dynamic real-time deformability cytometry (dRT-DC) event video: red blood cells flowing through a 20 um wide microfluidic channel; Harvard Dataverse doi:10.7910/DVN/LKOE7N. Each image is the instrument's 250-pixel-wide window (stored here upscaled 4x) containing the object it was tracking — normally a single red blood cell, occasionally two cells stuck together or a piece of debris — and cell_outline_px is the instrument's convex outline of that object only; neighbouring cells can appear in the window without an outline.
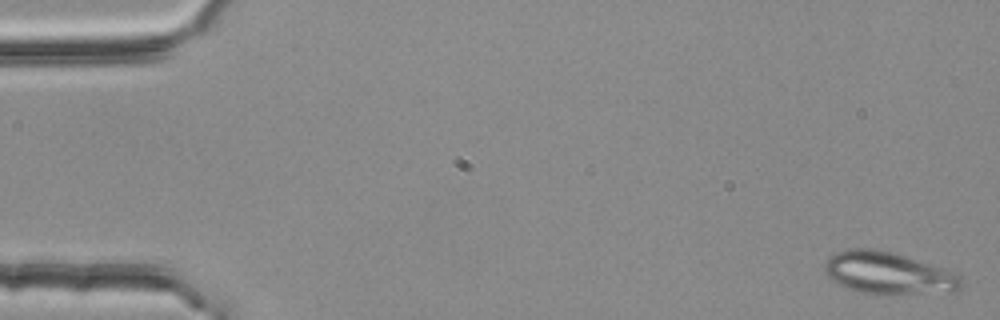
{"species": "common noctule bat (a hibernating species)", "species_latin": "Nyctalus noctula", "temperature_condition": "room temperature", "stored_images_in_passage": 3, "camera_frame_rate_fps": 3000, "um_per_image_px": 0.085, "animal": {"sex": "female", "body_mass_g": 25.1}, "frame": {"image": 1, "passage_image": 1, "time_ms": 0.0, "image_size_px": [1000, 320], "cell_outline_px": [[964, 280], [960, 288], [956, 292], [876, 296], [848, 288], [832, 280], [828, 276], [824, 268], [824, 264], [836, 252], [852, 248], [868, 248], [892, 252], [944, 268], [960, 276]], "centroid_in_image_um": [75.56, 23.25], "position_along_channel_um": 9.4, "area_um2": 33.87}}